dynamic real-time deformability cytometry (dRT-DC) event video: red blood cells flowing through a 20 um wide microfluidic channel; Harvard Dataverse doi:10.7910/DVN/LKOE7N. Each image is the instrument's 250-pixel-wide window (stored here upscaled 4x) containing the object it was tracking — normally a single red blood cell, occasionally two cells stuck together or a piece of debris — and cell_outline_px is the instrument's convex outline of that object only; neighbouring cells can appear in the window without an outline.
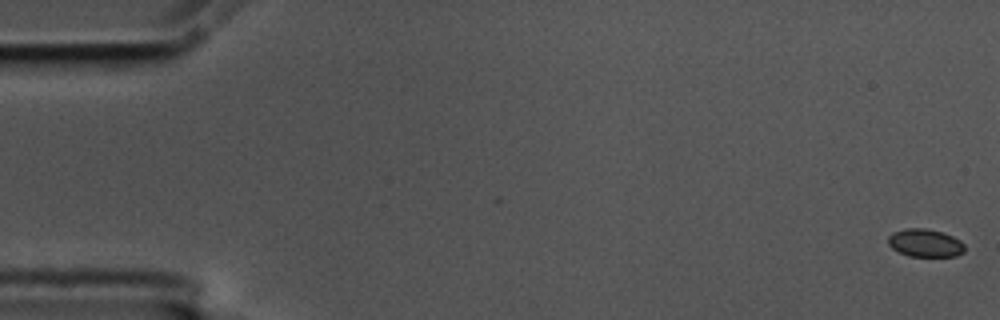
{"species": "common noctule bat (a hibernating species)", "species_latin": "Nyctalus noctula", "temperature_condition": "cold", "stored_images_in_passage": 2, "camera_frame_rate_fps": 3000, "um_per_image_px": 0.085, "animal": {"sex": "male", "body_mass_g": 17.5, "forearm_length_mm": 52.3}, "frame": {"image": 1, "passage_image": 2, "time_ms": 0.333, "image_size_px": [1000, 320], "cell_outline_px": [[964, 252], [956, 256], [908, 256], [892, 248], [888, 244], [888, 236], [892, 232], [904, 228], [928, 228], [944, 232], [960, 240], [964, 244]], "centroid_in_image_um": [78.63, 20.63], "position_along_channel_um": 6.4, "area_um2": 12.6}}